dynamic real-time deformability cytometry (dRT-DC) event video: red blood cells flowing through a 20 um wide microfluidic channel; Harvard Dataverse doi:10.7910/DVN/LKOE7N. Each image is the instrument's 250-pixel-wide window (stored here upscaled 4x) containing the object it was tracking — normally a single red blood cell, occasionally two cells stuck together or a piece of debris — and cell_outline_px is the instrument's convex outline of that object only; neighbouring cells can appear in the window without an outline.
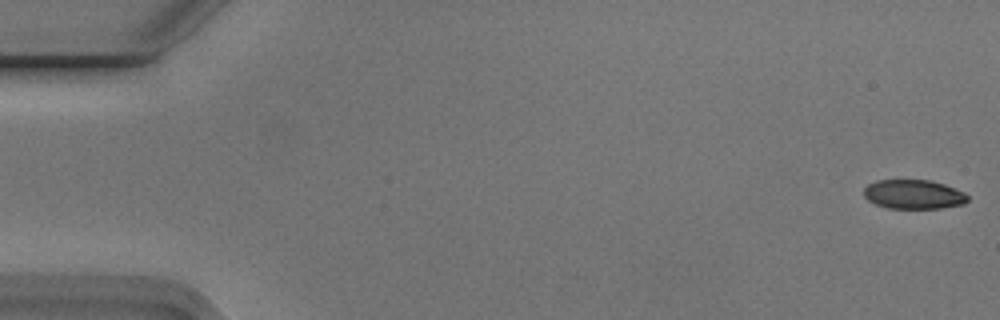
{"species": "Egyptian fruit bat (a non-hibernating species)", "species_latin": "Rousettus aegyptiacus", "temperature_condition": "cold", "stored_images_in_passage": 19, "camera_frame_rate_fps": 3000, "um_per_image_px": 0.085, "animal": {"sex": "male"}, "frame": {"image": 1, "passage_image": 1, "time_ms": 0.0, "image_size_px": [1000, 320], "cell_outline_px": [[968, 200], [964, 204], [940, 208], [888, 208], [876, 204], [868, 200], [864, 196], [864, 188], [868, 184], [876, 180], [932, 180], [944, 184], [964, 192], [968, 196]], "centroid_in_image_um": [77.65, 16.51], "position_along_channel_um": 7.3, "area_um2": 17.69}}
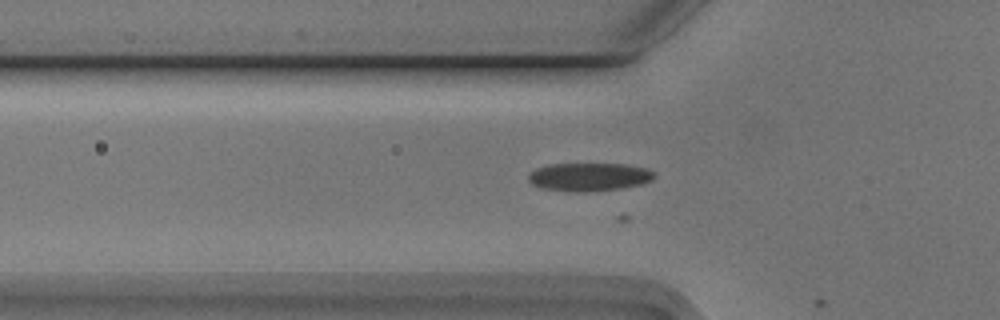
{"frame": {"image": 2, "passage_image": 18, "time_ms": 5.667, "image_size_px": [1000, 320], "cell_outline_px": [[656, 176], [652, 180], [644, 184], [620, 188], [588, 192], [568, 192], [540, 188], [532, 184], [528, 180], [528, 172], [536, 168], [552, 164], [628, 164], [648, 168], [656, 172]], "centroid_in_image_um": [50.09, 15.04], "position_along_channel_um": 75.7, "area_um2": 21.15}}